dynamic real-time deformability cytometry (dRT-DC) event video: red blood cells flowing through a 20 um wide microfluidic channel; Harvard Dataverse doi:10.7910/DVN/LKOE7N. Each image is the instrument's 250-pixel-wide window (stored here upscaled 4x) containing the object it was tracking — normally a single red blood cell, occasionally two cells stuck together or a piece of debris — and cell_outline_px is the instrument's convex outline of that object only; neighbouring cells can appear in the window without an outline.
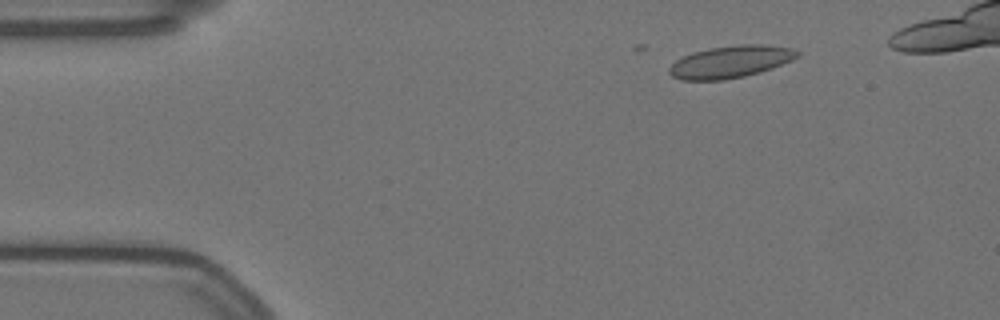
{"species": "Egyptian fruit bat (a non-hibernating species)", "species_latin": "Rousettus aegyptiacus", "temperature_condition": "warm", "stored_images_in_passage": 16, "camera_frame_rate_fps": 3000, "um_per_image_px": 0.085, "animal": {"sex": "female"}, "frame": {"image": 1, "passage_image": 8, "time_ms": 2.333, "image_size_px": [1000, 320], "cell_outline_px": [[800, 56], [792, 60], [772, 68], [760, 72], [744, 76], [724, 80], [680, 80], [672, 76], [668, 72], [668, 68], [676, 60], [692, 52], [708, 48], [740, 44], [764, 44], [792, 48], [800, 52]], "centroid_in_image_um": [62.1, 5.25], "position_along_channel_um": 22.9, "area_um2": 24.16}}